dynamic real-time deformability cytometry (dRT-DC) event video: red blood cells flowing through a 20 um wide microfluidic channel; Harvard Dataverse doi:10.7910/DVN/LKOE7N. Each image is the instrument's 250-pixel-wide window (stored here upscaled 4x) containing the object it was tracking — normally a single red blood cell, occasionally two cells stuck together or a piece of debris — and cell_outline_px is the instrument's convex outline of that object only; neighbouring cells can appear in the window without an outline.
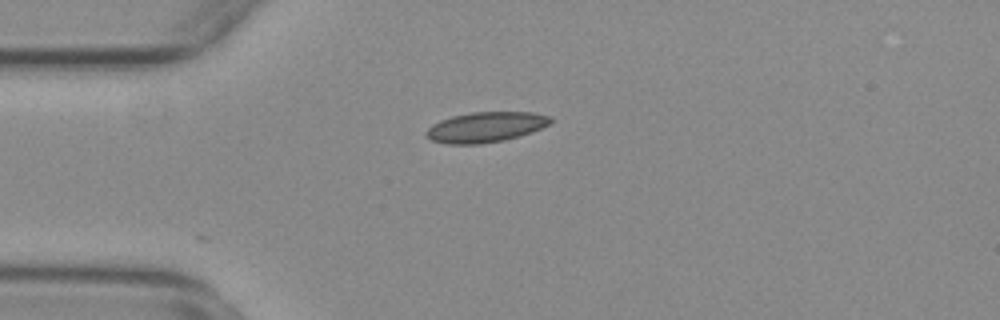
{"species": "common noctule bat (a hibernating species)", "species_latin": "Nyctalus noctula", "temperature_condition": "warm", "stored_images_in_passage": 27, "camera_frame_rate_fps": 3000, "um_per_image_px": 0.085, "animal": {"sex": "female", "body_mass_g": 29.2, "forearm_length_mm": 56.3}, "frame": {"image": 1, "passage_image": 3, "time_ms": 0.667, "image_size_px": [1000, 320], "cell_outline_px": [[552, 120], [548, 124], [532, 132], [520, 136], [504, 140], [480, 144], [448, 144], [432, 140], [424, 136], [424, 132], [432, 124], [440, 120], [452, 116], [472, 112], [532, 112], [552, 116]], "centroid_in_image_um": [41.26, 10.8], "position_along_channel_um": 43.7, "area_um2": 22.02}}
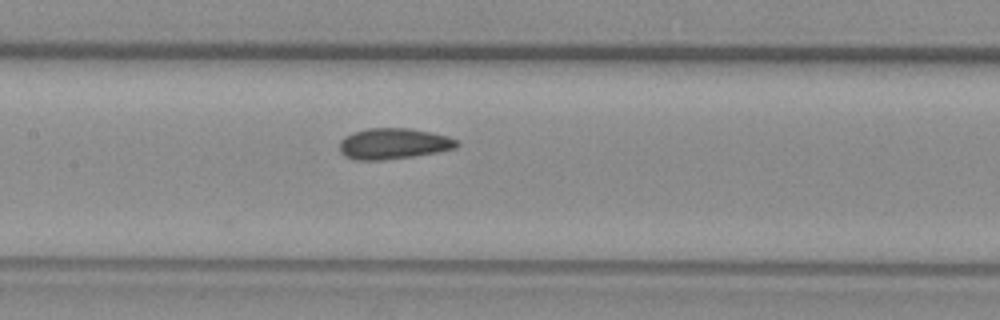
{"frame": {"image": 2, "passage_image": 15, "time_ms": 4.667, "image_size_px": [1000, 320], "cell_outline_px": [[460, 144], [456, 148], [436, 152], [412, 156], [380, 160], [356, 160], [344, 156], [340, 152], [340, 140], [344, 136], [352, 132], [368, 128], [408, 128], [432, 132], [448, 136], [460, 140]], "centroid_in_image_um": [33.45, 12.2], "position_along_channel_um": 174.0, "area_um2": 21.27}}
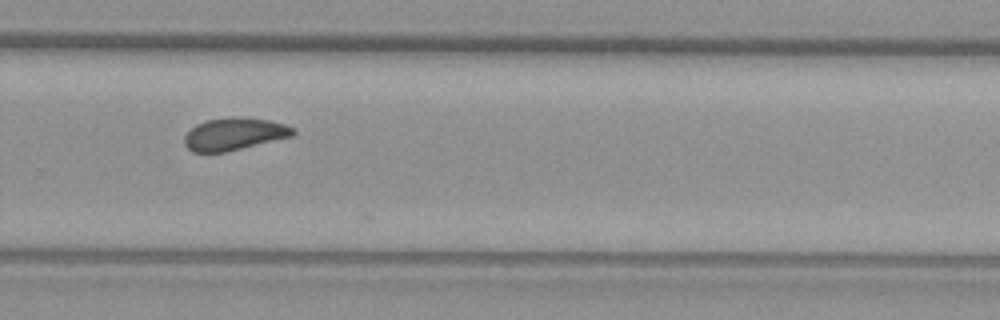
{"frame": {"image": 3, "passage_image": 26, "time_ms": 8.333, "image_size_px": [1000, 320], "cell_outline_px": [[296, 132], [292, 136], [224, 152], [192, 152], [184, 144], [184, 136], [196, 124], [204, 120], [268, 120], [284, 124], [292, 128]], "centroid_in_image_um": [19.86, 11.44], "position_along_channel_um": 309.9, "area_um2": 19.36}}